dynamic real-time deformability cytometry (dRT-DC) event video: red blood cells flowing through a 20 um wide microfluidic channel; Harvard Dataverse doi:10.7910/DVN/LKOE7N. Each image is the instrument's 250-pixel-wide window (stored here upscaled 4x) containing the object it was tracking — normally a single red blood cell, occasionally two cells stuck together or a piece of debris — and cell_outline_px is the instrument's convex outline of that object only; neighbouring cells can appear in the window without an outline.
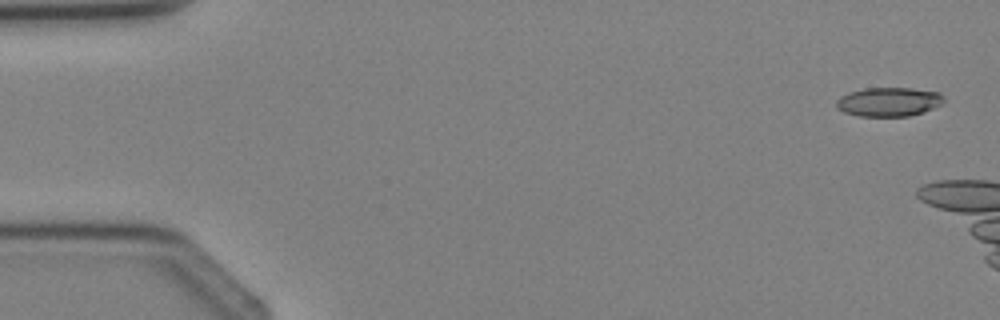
{"species": "Egyptian fruit bat (a non-hibernating species)", "species_latin": "Rousettus aegyptiacus", "temperature_condition": "cold", "stored_images_in_passage": 4, "segment_of_instrument_passage": [2, 2], "camera_frame_rate_fps": 3000, "um_per_image_px": 0.085, "animal": {"sex": "female"}, "frame": {"image": 1, "passage_image": 4, "time_ms": 3.667, "image_size_px": [1000, 320], "cell_outline_px": [[944, 100], [940, 104], [932, 108], [908, 116], [860, 116], [844, 112], [836, 108], [836, 100], [840, 96], [848, 92], [864, 88], [912, 88], [940, 92], [944, 96]], "centroid_in_image_um": [75.51, 8.64], "position_along_channel_um": 9.5, "area_um2": 18.15}}